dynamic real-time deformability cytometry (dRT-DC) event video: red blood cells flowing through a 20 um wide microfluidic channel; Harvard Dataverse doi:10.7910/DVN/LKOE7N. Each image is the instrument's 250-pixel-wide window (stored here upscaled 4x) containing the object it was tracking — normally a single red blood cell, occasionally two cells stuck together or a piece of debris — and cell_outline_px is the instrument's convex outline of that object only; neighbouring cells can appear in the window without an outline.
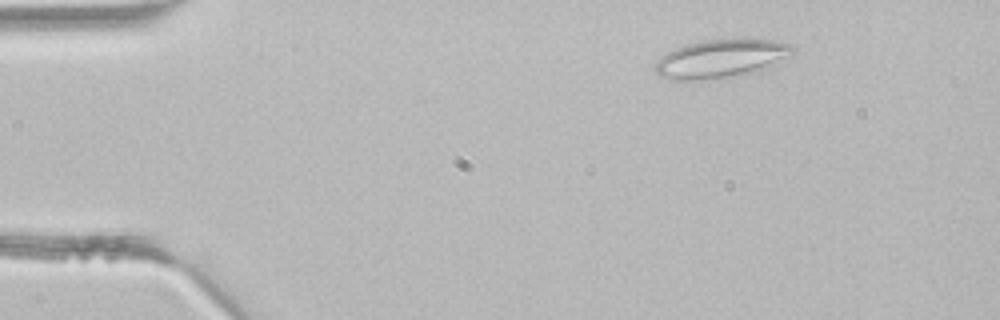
{"species": "common noctule bat (a hibernating species)", "species_latin": "Nyctalus noctula", "temperature_condition": "room temperature", "stored_images_in_passage": 41, "segment_of_instrument_passage": [1, 2], "camera_frame_rate_fps": 3000, "um_per_image_px": 0.085, "animal": {"sex": "male", "body_mass_g": 21.5, "forearm_length_mm": 52.0}, "frame": {"image": 1, "passage_image": 4, "time_ms": 1.0, "image_size_px": [1000, 320], "cell_outline_px": [[796, 48], [792, 52], [776, 64], [756, 72], [740, 76], [700, 80], [672, 80], [660, 76], [656, 72], [656, 60], [668, 52], [676, 48], [688, 44], [704, 40], [740, 36], [744, 36], [772, 40], [792, 44]], "centroid_in_image_um": [61.34, 4.95], "position_along_channel_um": 23.7, "area_um2": 31.56}}
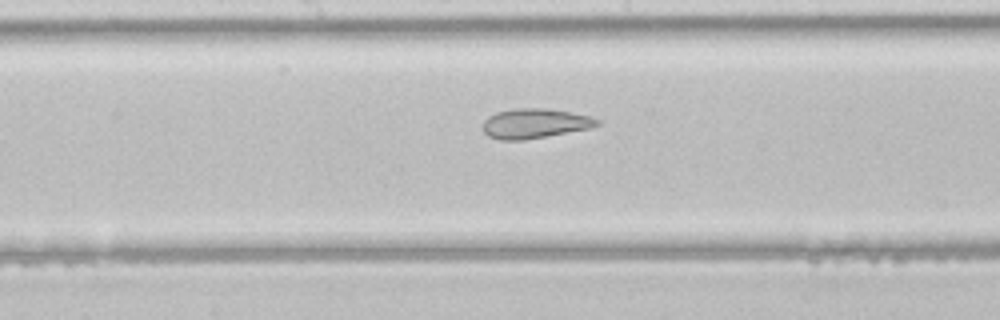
{"frame": {"image": 2, "passage_image": 20, "time_ms": 6.333, "image_size_px": [1000, 320], "cell_outline_px": [[600, 124], [592, 128], [524, 140], [500, 140], [488, 136], [484, 132], [484, 120], [488, 116], [496, 112], [516, 108], [548, 108], [572, 112], [592, 116], [600, 120]], "centroid_in_image_um": [45.49, 10.48], "position_along_channel_um": 202.7, "area_um2": 20.0}}
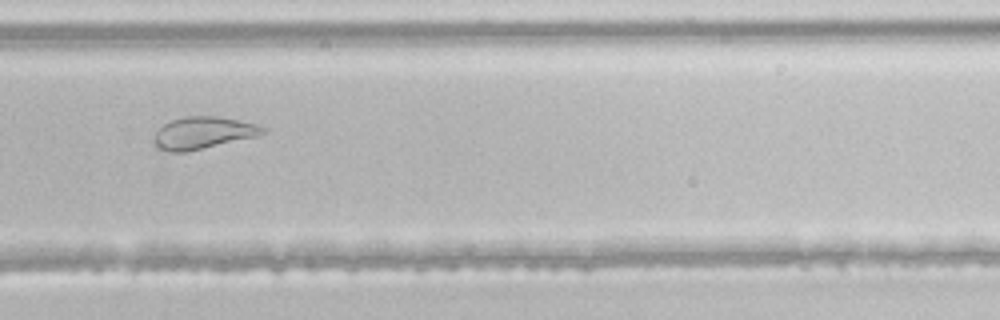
{"frame": {"image": 3, "passage_image": 27, "time_ms": 8.667, "image_size_px": [1000, 320], "cell_outline_px": [[268, 128], [264, 132], [256, 136], [184, 152], [168, 152], [160, 148], [156, 144], [156, 132], [164, 124], [172, 120], [184, 116], [216, 116], [256, 124]], "centroid_in_image_um": [17.27, 11.28], "position_along_channel_um": 312.5, "area_um2": 19.77}}